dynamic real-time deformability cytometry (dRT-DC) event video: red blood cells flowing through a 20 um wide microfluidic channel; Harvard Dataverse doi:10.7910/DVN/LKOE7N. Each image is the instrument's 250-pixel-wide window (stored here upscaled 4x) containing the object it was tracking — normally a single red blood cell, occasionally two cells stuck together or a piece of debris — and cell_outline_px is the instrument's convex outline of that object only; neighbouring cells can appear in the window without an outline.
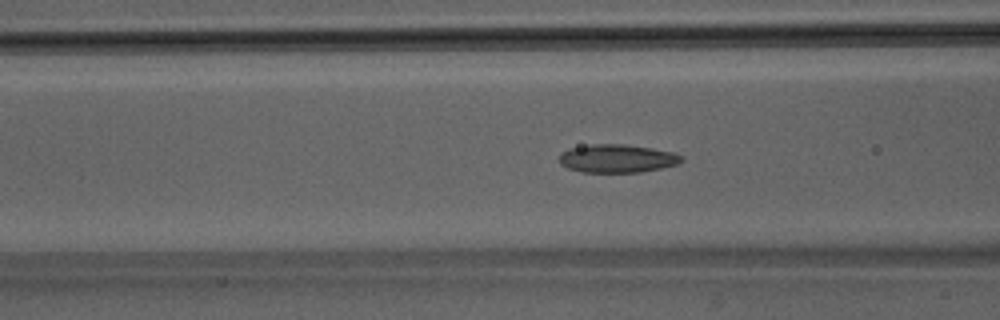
{"species": "Egyptian fruit bat (a non-hibernating species)", "species_latin": "Rousettus aegyptiacus", "temperature_condition": "room temperature", "stored_images_in_passage": 50, "camera_frame_rate_fps": 3000, "um_per_image_px": 0.085, "animal": {"sex": "male"}, "frame": {"image": 1, "passage_image": 20, "time_ms": 6.333, "image_size_px": [1000, 320], "cell_outline_px": [[684, 160], [676, 164], [660, 168], [640, 172], [580, 172], [568, 168], [560, 164], [560, 152], [568, 148], [592, 144], [624, 144], [652, 148], [672, 152], [684, 156]], "centroid_in_image_um": [52.44, 13.46], "position_along_channel_um": 114.2, "area_um2": 20.17}}
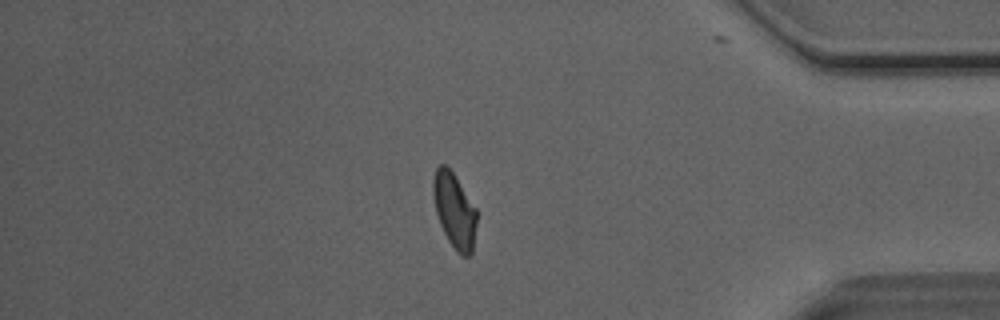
{"frame": {"image": 2, "passage_image": 43, "time_ms": 14.0, "image_size_px": [1000, 320], "cell_outline_px": [[476, 224], [472, 256], [460, 256], [456, 252], [448, 240], [440, 224], [436, 212], [432, 192], [432, 180], [436, 168], [440, 164], [444, 164], [452, 172], [476, 208]], "centroid_in_image_um": [38.62, 17.92], "position_along_channel_um": 396.6, "area_um2": 19.02}}
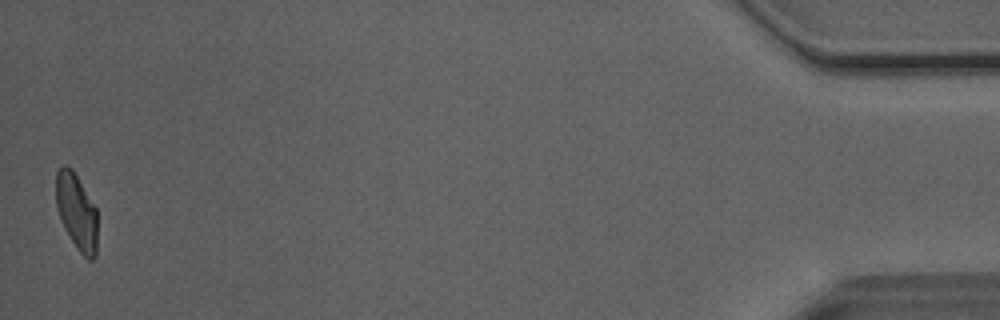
{"frame": {"image": 3, "passage_image": 50, "time_ms": 16.333, "image_size_px": [1000, 320], "cell_outline_px": [[96, 256], [92, 260], [88, 260], [76, 248], [64, 228], [60, 220], [56, 204], [56, 172], [64, 164], [72, 168], [96, 208]], "centroid_in_image_um": [6.49, 18.0], "position_along_channel_um": 428.7, "area_um2": 18.32}, "authors_computed_cell_mechanics": {"area_um2": 19.7965, "velocity_mm_per_s": 4.0832, "shape_relaxation_time_tau1_ms": 5.0627, "shape_relaxation_time_tau2_ms": 1.9643, "deformation_change_tau1": 0.1344, "deformation_change_tau2": 0.0705}}